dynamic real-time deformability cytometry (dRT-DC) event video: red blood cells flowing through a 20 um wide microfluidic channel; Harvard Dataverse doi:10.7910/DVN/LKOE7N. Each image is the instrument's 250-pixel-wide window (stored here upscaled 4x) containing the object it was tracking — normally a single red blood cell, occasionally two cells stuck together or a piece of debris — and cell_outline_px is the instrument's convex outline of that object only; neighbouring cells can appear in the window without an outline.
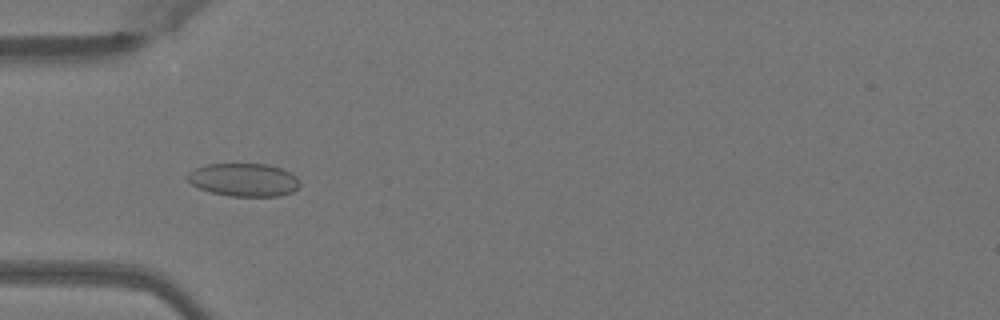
{"species": "Egyptian fruit bat (a non-hibernating species)", "species_latin": "Rousettus aegyptiacus", "temperature_condition": "warm", "stored_images_in_passage": 46, "camera_frame_rate_fps": 3000, "um_per_image_px": 0.085, "animal": {"sex": "female"}, "frame": {"image": 1, "passage_image": 15, "time_ms": 4.667, "image_size_px": [1000, 320], "cell_outline_px": [[300, 188], [292, 192], [280, 196], [228, 196], [212, 192], [200, 188], [192, 184], [188, 180], [188, 172], [196, 168], [208, 164], [268, 164], [280, 168], [296, 176], [300, 180]], "centroid_in_image_um": [20.77, 15.29], "position_along_channel_um": 64.2, "area_um2": 21.62}}
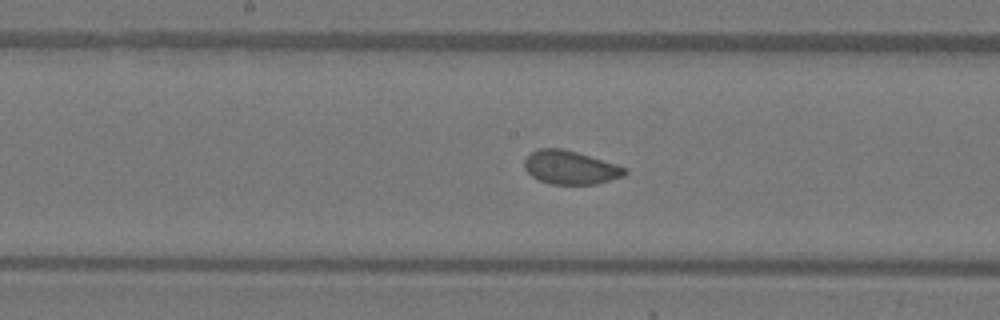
{"frame": {"image": 2, "passage_image": 25, "time_ms": 8.0, "image_size_px": [1000, 320], "cell_outline_px": [[628, 172], [624, 176], [596, 184], [552, 184], [540, 180], [532, 176], [524, 168], [524, 160], [536, 148], [564, 148], [616, 164], [628, 168]], "centroid_in_image_um": [48.49, 14.23], "position_along_channel_um": 199.7, "area_um2": 19.65}}
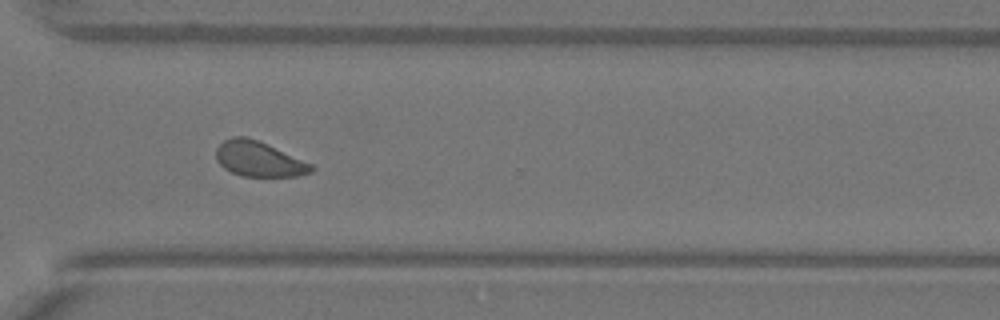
{"frame": {"image": 3, "passage_image": 36, "time_ms": 11.667, "image_size_px": [1000, 320], "cell_outline_px": [[316, 168], [312, 172], [296, 176], [244, 176], [232, 172], [224, 168], [216, 160], [216, 148], [224, 140], [232, 136], [248, 136], [260, 140], [312, 164]], "centroid_in_image_um": [22.0, 13.49], "position_along_channel_um": 348.6, "area_um2": 19.65}, "authors_computed_cell_mechanics": {"area_um2": 20.2011, "velocity_mm_per_s": 4.0735, "shape_relaxation_time_tau1_ms": 9.44, "shape_relaxation_time_tau2_ms": 0.6714, "deformation_change_tau1": 0.1207, "deformation_change_tau2": 0.0488}}